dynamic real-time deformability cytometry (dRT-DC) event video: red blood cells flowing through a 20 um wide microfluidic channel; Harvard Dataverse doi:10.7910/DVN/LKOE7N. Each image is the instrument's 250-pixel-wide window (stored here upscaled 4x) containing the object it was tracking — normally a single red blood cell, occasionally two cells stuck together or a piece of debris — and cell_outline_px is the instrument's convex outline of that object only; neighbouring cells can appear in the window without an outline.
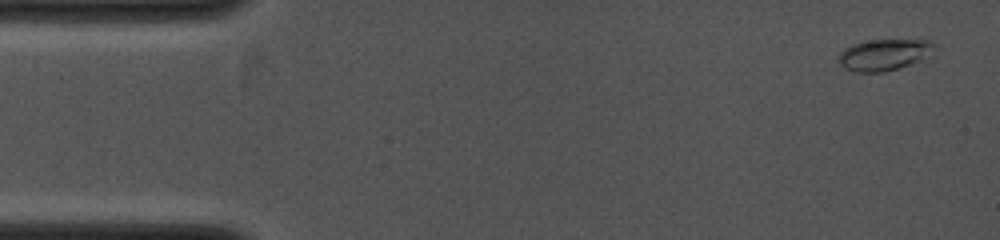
{"species": "common noctule bat (a hibernating species)", "species_latin": "Nyctalus noctula", "temperature_condition": "cold", "stored_images_in_passage": 5, "camera_frame_rate_fps": 4000, "um_per_image_px": 0.085, "animal": {"sex": "female", "body_mass_g": 19.0, "forearm_length_mm": 53.3}, "frame": {"image": 1, "passage_image": 1, "time_ms": 0.0, "image_size_px": [1000, 240], "cell_outline_px": [[936, 56], [900, 68], [884, 72], [856, 72], [844, 68], [840, 64], [840, 52], [844, 48], [852, 44], [864, 40], [932, 40], [936, 44]], "centroid_in_image_um": [75.27, 4.65], "position_along_channel_um": 9.7, "area_um2": 18.15}}